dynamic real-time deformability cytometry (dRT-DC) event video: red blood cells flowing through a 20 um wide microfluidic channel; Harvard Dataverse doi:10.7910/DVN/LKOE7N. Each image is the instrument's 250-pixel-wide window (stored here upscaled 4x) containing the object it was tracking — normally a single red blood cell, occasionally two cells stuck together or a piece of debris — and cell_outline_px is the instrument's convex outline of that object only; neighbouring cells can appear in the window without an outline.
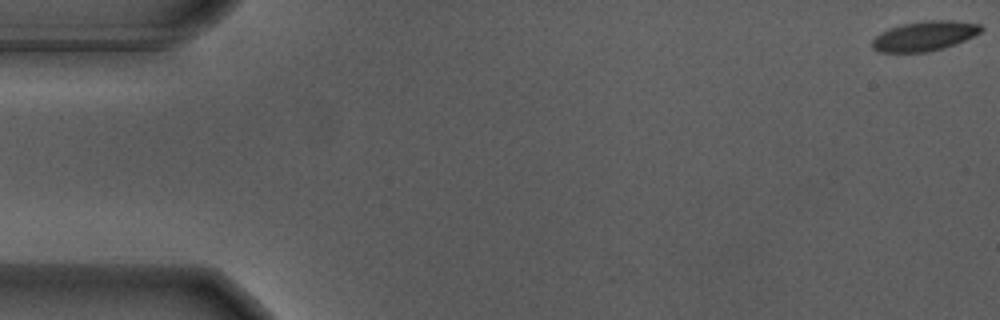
{"species": "Egyptian fruit bat (a non-hibernating species)", "species_latin": "Rousettus aegyptiacus", "temperature_condition": "warm", "stored_images_in_passage": 17, "camera_frame_rate_fps": 3000, "um_per_image_px": 0.085, "animal": {"sex": "male"}, "frame": {"image": 1, "passage_image": 1, "time_ms": 0.0, "image_size_px": [1000, 320], "cell_outline_px": [[984, 28], [980, 32], [964, 40], [928, 52], [880, 52], [872, 48], [872, 40], [876, 36], [888, 28], [904, 24], [928, 20], [948, 20], [980, 24]], "centroid_in_image_um": [78.55, 3.05], "position_along_channel_um": 6.4, "area_um2": 18.5}}
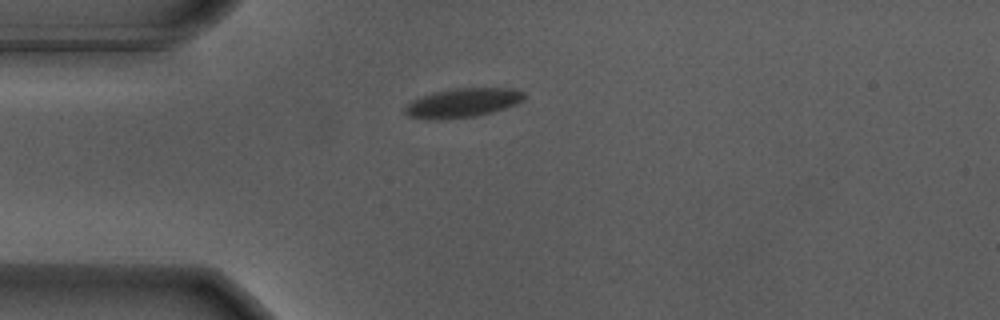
{"frame": {"image": 2, "passage_image": 15, "time_ms": 4.667, "image_size_px": [1000, 320], "cell_outline_px": [[524, 100], [516, 104], [492, 112], [476, 116], [432, 120], [408, 116], [404, 112], [404, 108], [412, 100], [432, 92], [456, 88], [516, 88], [524, 92]], "centroid_in_image_um": [39.33, 8.73], "position_along_channel_um": 45.7, "area_um2": 20.23}}